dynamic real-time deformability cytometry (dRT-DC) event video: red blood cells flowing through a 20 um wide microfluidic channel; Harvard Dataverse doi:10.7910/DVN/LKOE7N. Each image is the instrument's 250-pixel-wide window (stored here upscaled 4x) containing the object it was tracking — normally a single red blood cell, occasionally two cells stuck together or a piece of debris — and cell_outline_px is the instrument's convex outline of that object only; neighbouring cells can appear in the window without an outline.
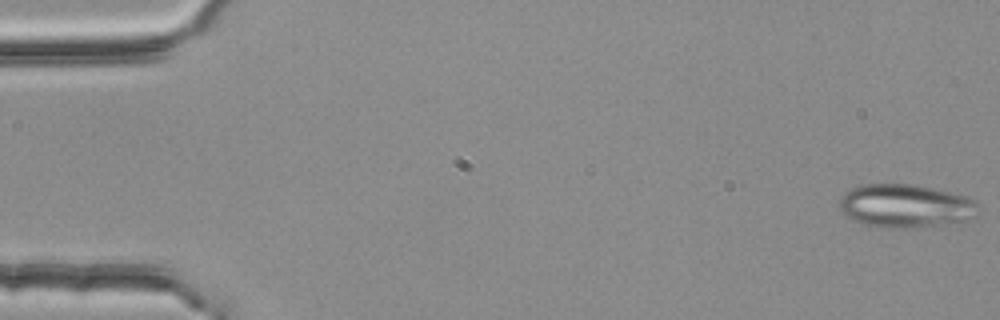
{"species": "common noctule bat (a hibernating species)", "species_latin": "Nyctalus noctula", "temperature_condition": "room temperature", "stored_images_in_passage": 54, "segment_of_instrument_passage": [1, 2], "camera_frame_rate_fps": 3000, "um_per_image_px": 0.085, "animal": {"sex": "female", "body_mass_g": 25.1}, "frame": {"image": 1, "passage_image": 1, "time_ms": 0.0, "image_size_px": [1000, 320], "cell_outline_px": [[984, 208], [964, 220], [912, 228], [876, 228], [864, 224], [840, 212], [840, 196], [848, 188], [864, 184], [908, 184], [968, 196], [980, 204]], "centroid_in_image_um": [76.93, 17.5], "position_along_channel_um": 8.1, "area_um2": 35.03}}